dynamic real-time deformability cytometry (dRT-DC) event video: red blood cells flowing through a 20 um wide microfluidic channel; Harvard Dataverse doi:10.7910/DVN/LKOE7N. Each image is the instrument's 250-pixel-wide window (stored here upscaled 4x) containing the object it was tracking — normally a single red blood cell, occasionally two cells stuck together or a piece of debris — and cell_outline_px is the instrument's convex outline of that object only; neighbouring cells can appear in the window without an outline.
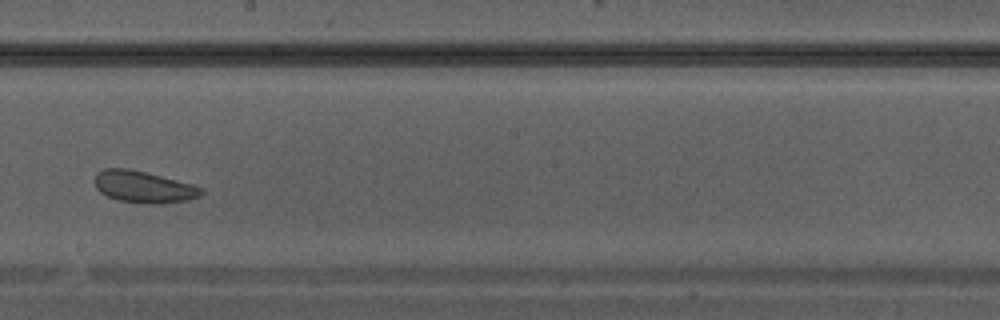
{"species": "Egyptian fruit bat (a non-hibernating species)", "species_latin": "Rousettus aegyptiacus", "temperature_condition": "warm", "stored_images_in_passage": 29, "camera_frame_rate_fps": 3000, "um_per_image_px": 0.085, "animal": {"sex": "male"}, "frame": {"image": 1, "passage_image": 13, "time_ms": 4.0, "image_size_px": [1000, 320], "cell_outline_px": [[204, 192], [200, 196], [188, 200], [160, 204], [148, 204], [120, 200], [108, 196], [100, 192], [96, 188], [96, 172], [104, 168], [128, 168], [192, 184], [204, 188]], "centroid_in_image_um": [12.23, 15.89], "position_along_channel_um": 236.0, "area_um2": 19.59}}